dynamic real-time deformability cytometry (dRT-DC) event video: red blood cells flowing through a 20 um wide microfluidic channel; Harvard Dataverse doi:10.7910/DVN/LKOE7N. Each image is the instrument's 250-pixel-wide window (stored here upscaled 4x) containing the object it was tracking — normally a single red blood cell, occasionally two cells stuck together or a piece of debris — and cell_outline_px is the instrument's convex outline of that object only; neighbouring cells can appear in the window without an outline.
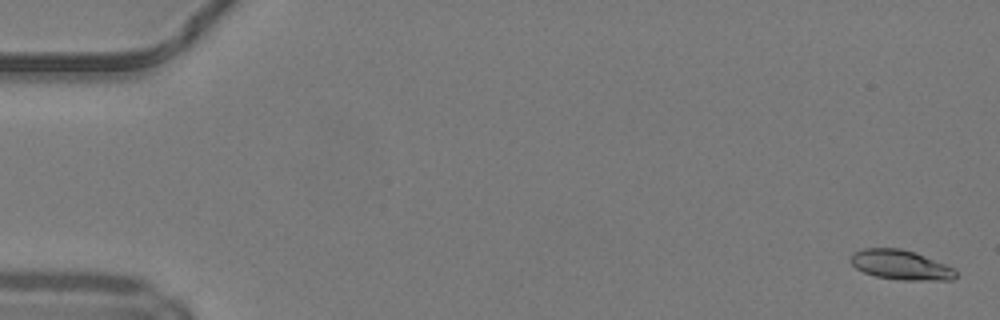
{"species": "common noctule bat (a hibernating species)", "species_latin": "Nyctalus noctula", "temperature_condition": "warm", "stored_images_in_passage": 50, "camera_frame_rate_fps": 3000, "um_per_image_px": 0.085, "animal": {"sex": "male", "body_mass_g": 19.2, "forearm_length_mm": 51.8}, "frame": {"image": 1, "passage_image": 2, "time_ms": 0.333, "image_size_px": [1000, 320], "cell_outline_px": [[956, 276], [952, 280], [900, 280], [876, 276], [864, 272], [856, 268], [852, 264], [852, 252], [864, 248], [900, 248], [916, 252], [956, 268]], "centroid_in_image_um": [76.6, 22.51], "position_along_channel_um": 8.4, "area_um2": 18.26}}
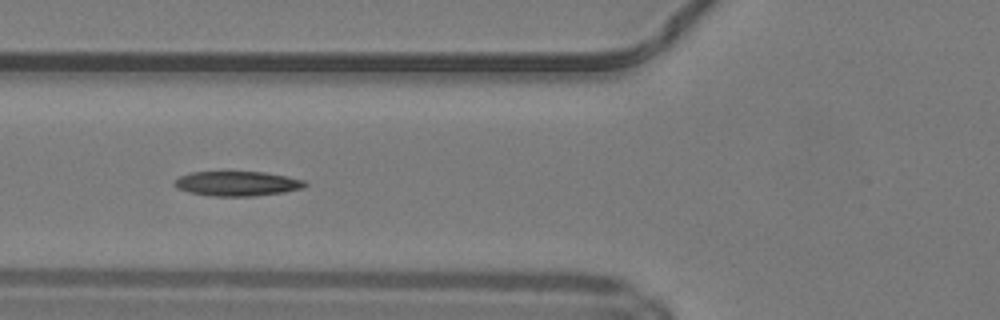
{"frame": {"image": 2, "passage_image": 20, "time_ms": 6.333, "image_size_px": [1000, 320], "cell_outline_px": [[308, 184], [304, 188], [284, 192], [252, 196], [212, 196], [188, 192], [176, 188], [172, 184], [172, 180], [180, 176], [192, 172], [264, 172], [304, 180]], "centroid_in_image_um": [20.12, 15.61], "position_along_channel_um": 105.7, "area_um2": 18.84}}
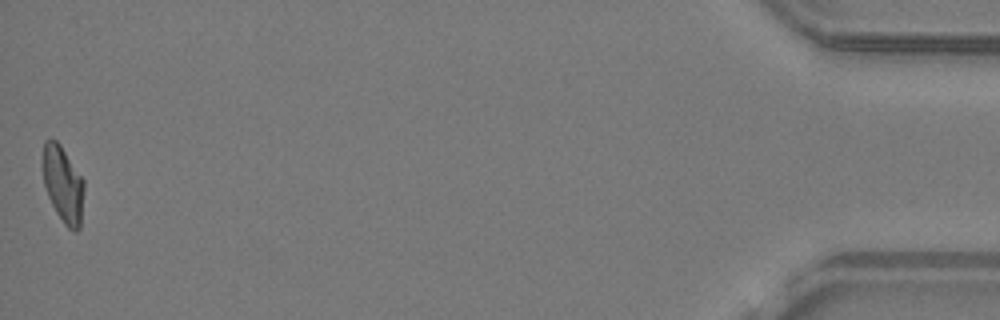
{"frame": {"image": 3, "passage_image": 50, "time_ms": 16.333, "image_size_px": [1000, 320], "cell_outline_px": [[84, 188], [80, 228], [76, 232], [68, 228], [64, 224], [56, 212], [48, 196], [44, 184], [40, 164], [44, 140], [56, 140], [60, 144], [84, 180]], "centroid_in_image_um": [5.32, 15.64], "position_along_channel_um": 429.9, "area_um2": 18.67}, "authors_computed_cell_mechanics": {"area_um2": 18.496, "velocity_mm_per_s": 4.2118, "shape_relaxation_time_tau1_ms": null, "shape_relaxation_time_tau2_ms": 3.4339, "deformation_change_tau1": null, "deformation_change_tau2": 0.1093}}